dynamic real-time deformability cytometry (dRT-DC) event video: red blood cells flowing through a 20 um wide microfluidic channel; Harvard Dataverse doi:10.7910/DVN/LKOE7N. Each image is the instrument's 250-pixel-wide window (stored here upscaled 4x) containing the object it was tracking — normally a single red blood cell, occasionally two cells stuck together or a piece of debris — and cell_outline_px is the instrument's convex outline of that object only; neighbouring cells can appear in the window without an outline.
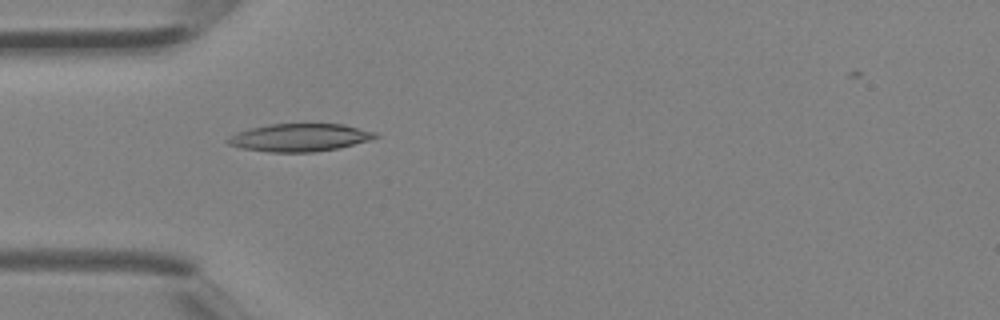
{"species": "Egyptian fruit bat (a non-hibernating species)", "species_latin": "Rousettus aegyptiacus", "temperature_condition": "room temperature", "stored_images_in_passage": 4, "camera_frame_rate_fps": 3000, "um_per_image_px": 0.085, "animal": {"sex": "female"}, "frame": {"image": 1, "passage_image": 4, "time_ms": 1.0, "image_size_px": [1000, 320], "cell_outline_px": [[380, 136], [368, 140], [336, 148], [312, 152], [268, 152], [240, 148], [228, 144], [224, 140], [236, 132], [268, 124], [344, 124], [376, 132]], "centroid_in_image_um": [25.42, 11.69], "position_along_channel_um": 59.6, "area_um2": 23.76}}